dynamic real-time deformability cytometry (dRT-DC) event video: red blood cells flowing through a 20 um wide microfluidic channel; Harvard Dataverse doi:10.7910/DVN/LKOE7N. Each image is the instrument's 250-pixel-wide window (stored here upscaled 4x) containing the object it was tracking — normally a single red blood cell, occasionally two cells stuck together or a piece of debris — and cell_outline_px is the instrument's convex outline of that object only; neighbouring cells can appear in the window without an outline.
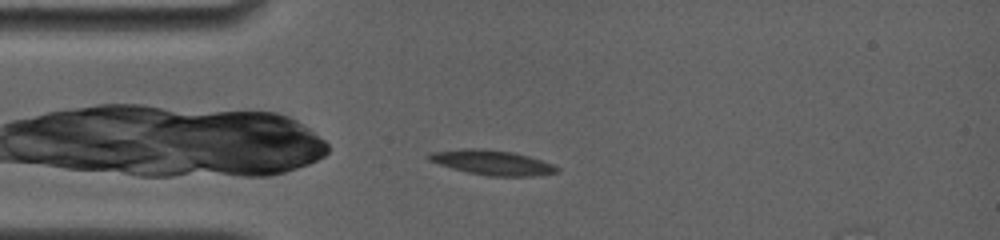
{"species": "common noctule bat (a hibernating species)", "species_latin": "Nyctalus noctula", "temperature_condition": "room temperature", "stored_images_in_passage": 29, "camera_frame_rate_fps": 4000, "um_per_image_px": 0.085, "animal": {"sex": "female", "body_mass_g": 19.0, "forearm_length_mm": 56.7}, "frame": {"image": 1, "passage_image": 2, "time_ms": 0.5, "image_size_px": [1000, 240], "cell_outline_px": [[560, 168], [556, 172], [536, 176], [488, 176], [468, 172], [452, 168], [428, 160], [424, 156], [432, 152], [460, 148], [480, 148], [512, 152], [528, 156], [552, 164]], "centroid_in_image_um": [41.79, 13.81], "position_along_channel_um": 43.2, "area_um2": 18.44}}
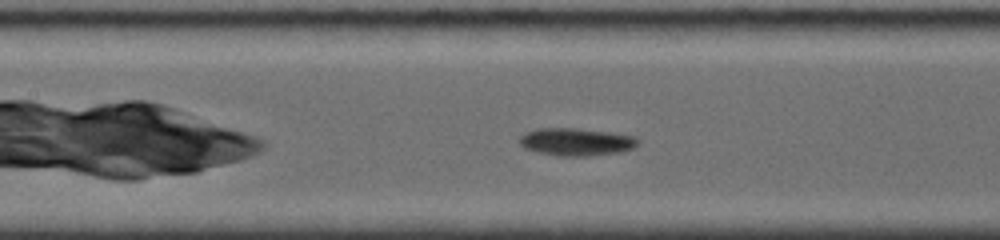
{"frame": {"image": 2, "passage_image": 10, "time_ms": 4.0, "image_size_px": [1000, 240], "cell_outline_px": [[640, 140], [632, 148], [620, 152], [588, 156], [556, 156], [536, 152], [524, 148], [520, 144], [520, 136], [524, 132], [536, 128], [576, 128], [612, 132], [636, 136]], "centroid_in_image_um": [48.96, 12.05], "position_along_channel_um": 158.4, "area_um2": 19.31}}
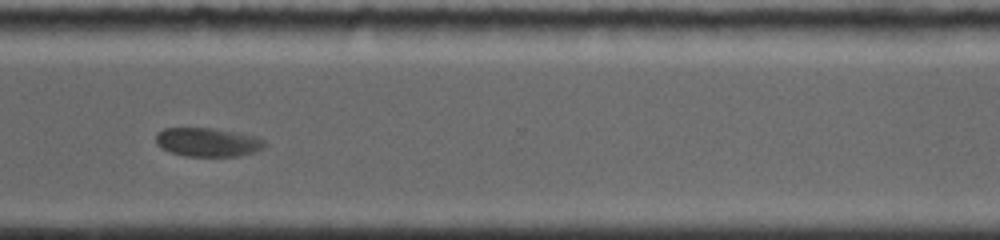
{"frame": {"image": 3, "passage_image": 22, "time_ms": 9.25, "image_size_px": [1000, 240], "cell_outline_px": [[268, 144], [264, 148], [256, 152], [236, 156], [184, 156], [160, 148], [156, 144], [156, 132], [164, 128], [212, 128], [256, 136], [264, 140]], "centroid_in_image_um": [17.66, 12.09], "position_along_channel_um": 352.9, "area_um2": 18.38}, "authors_computed_cell_mechanics": {"area_um2": 18.6116, "velocity_mm_per_s": 3.699, "shape_relaxation_time_tau1_ms": 3.3513, "shape_relaxation_time_tau2_ms": 1.7315, "deformation_change_tau1": 0.0903, "deformation_change_tau2": 0.0431}}